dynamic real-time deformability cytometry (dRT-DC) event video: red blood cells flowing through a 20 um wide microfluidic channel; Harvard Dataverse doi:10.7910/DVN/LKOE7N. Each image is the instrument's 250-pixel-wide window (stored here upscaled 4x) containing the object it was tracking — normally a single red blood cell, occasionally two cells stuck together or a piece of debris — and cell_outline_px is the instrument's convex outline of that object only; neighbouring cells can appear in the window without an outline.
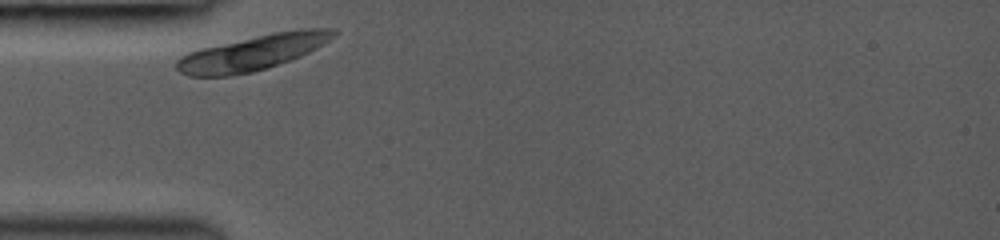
{"species": "common noctule bat (a hibernating species)", "species_latin": "Nyctalus noctula", "temperature_condition": "room temperature", "stored_images_in_passage": 28, "camera_frame_rate_fps": 3000, "um_per_image_px": 0.085, "animal": {"sex": "female", "body_mass_g": 19.0, "forearm_length_mm": 53.3}, "frame": {"image": 1, "passage_image": 1, "time_ms": 0.0, "image_size_px": [1000, 240], "cell_outline_px": [[336, 36], [316, 48], [300, 56], [252, 72], [228, 76], [188, 76], [180, 72], [176, 68], [176, 60], [180, 56], [188, 52], [200, 48], [272, 32], [300, 28], [332, 28], [336, 32]], "centroid_in_image_um": [21.45, 4.46], "position_along_channel_um": 63.6, "area_um2": 32.02}}
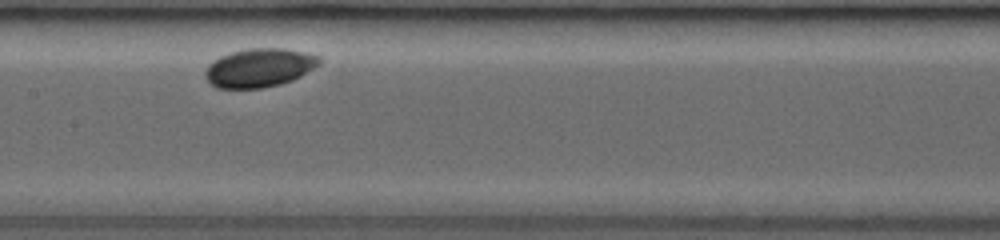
{"frame": {"image": 2, "passage_image": 11, "time_ms": 3.333, "image_size_px": [1000, 240], "cell_outline_px": [[324, 60], [320, 64], [300, 76], [292, 80], [280, 84], [264, 88], [216, 88], [204, 76], [204, 72], [208, 64], [212, 60], [220, 56], [232, 52], [248, 48], [284, 48], [304, 52], [320, 56]], "centroid_in_image_um": [22.04, 5.75], "position_along_channel_um": 185.4, "area_um2": 25.89}}
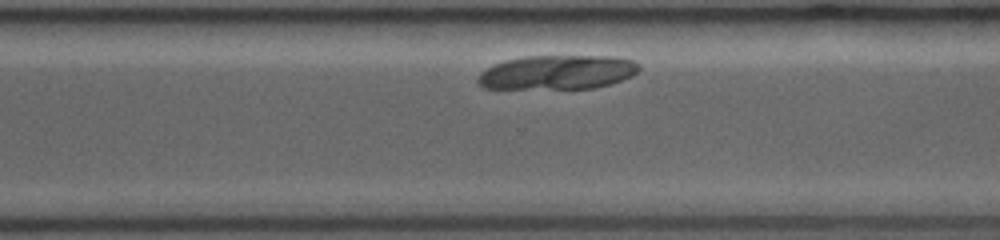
{"frame": {"image": 3, "passage_image": 22, "time_ms": 7.0, "image_size_px": [1000, 240], "cell_outline_px": [[640, 68], [632, 76], [596, 88], [484, 88], [476, 80], [480, 72], [496, 64], [508, 60], [524, 56], [616, 56], [632, 60], [640, 64]], "centroid_in_image_um": [47.4, 6.14], "position_along_channel_um": 323.2, "area_um2": 31.91}, "authors_computed_cell_mechanics": {"area_um2": 29.9115, "velocity_mm_per_s": 3.728, "shape_relaxation_time_tau1_ms": null, "shape_relaxation_time_tau2_ms": 2.2013, "deformation_change_tau1": null, "deformation_change_tau2": null}}